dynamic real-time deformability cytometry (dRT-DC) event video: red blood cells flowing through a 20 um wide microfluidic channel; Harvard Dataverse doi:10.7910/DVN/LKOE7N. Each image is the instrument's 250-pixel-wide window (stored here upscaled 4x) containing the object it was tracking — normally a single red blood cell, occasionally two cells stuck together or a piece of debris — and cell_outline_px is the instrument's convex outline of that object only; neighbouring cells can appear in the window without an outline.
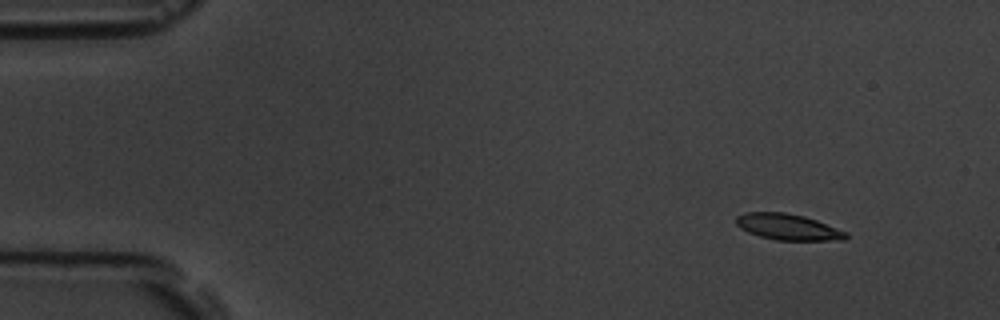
{"species": "common noctule bat (a hibernating species)", "species_latin": "Nyctalus noctula", "temperature_condition": "room temperature", "stored_images_in_passage": 5, "camera_frame_rate_fps": 3000, "um_per_image_px": 0.085, "animal": {"sex": "male", "body_mass_g": 19.5, "forearm_length_mm": 54.6}, "frame": {"image": 1, "passage_image": 1, "time_ms": 0.0, "image_size_px": [1000, 320], "cell_outline_px": [[848, 236], [844, 240], [776, 240], [760, 236], [748, 232], [740, 228], [736, 224], [736, 216], [744, 212], [784, 212], [804, 216], [816, 220], [848, 232]], "centroid_in_image_um": [66.97, 19.29], "position_along_channel_um": 18.0, "area_um2": 16.7}}
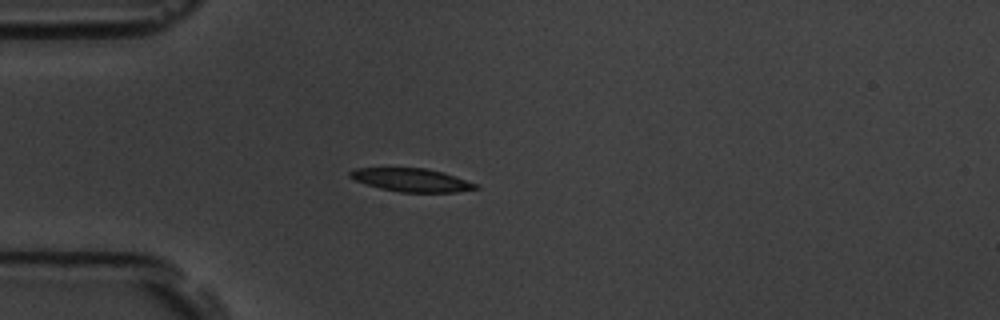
{"frame": {"image": 2, "passage_image": 4, "time_ms": 3.333, "image_size_px": [1000, 320], "cell_outline_px": [[480, 188], [456, 192], [400, 192], [380, 188], [356, 180], [348, 176], [348, 172], [356, 168], [424, 168], [444, 172], [480, 184]], "centroid_in_image_um": [35.05, 15.3], "position_along_channel_um": 50.0, "area_um2": 17.05}}